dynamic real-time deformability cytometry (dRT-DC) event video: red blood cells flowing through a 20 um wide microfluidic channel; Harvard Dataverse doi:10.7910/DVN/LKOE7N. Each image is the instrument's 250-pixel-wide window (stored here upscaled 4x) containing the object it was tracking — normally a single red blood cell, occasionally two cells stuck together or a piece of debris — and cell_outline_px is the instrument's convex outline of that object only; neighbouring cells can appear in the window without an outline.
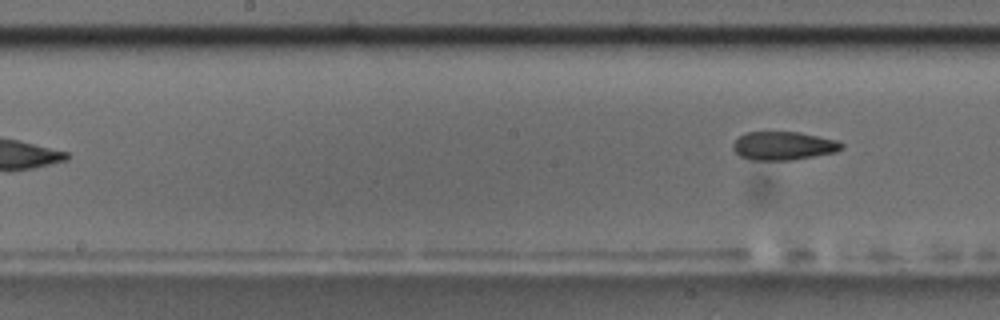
{"species": "common noctule bat (a hibernating species)", "species_latin": "Nyctalus noctula", "temperature_condition": "room temperature", "stored_images_in_passage": 8, "camera_frame_rate_fps": 3000, "um_per_image_px": 0.085, "animal": {"sex": "male", "body_mass_g": 17.5, "forearm_length_mm": 52.3}, "frame": {"image": 1, "passage_image": 8, "time_ms": 9.0, "image_size_px": [1000, 320], "cell_outline_px": [[844, 148], [836, 152], [792, 160], [752, 160], [740, 156], [732, 148], [732, 144], [744, 132], [800, 132], [836, 140], [844, 144]], "centroid_in_image_um": [66.6, 12.39], "position_along_channel_um": 181.6, "area_um2": 18.03}}